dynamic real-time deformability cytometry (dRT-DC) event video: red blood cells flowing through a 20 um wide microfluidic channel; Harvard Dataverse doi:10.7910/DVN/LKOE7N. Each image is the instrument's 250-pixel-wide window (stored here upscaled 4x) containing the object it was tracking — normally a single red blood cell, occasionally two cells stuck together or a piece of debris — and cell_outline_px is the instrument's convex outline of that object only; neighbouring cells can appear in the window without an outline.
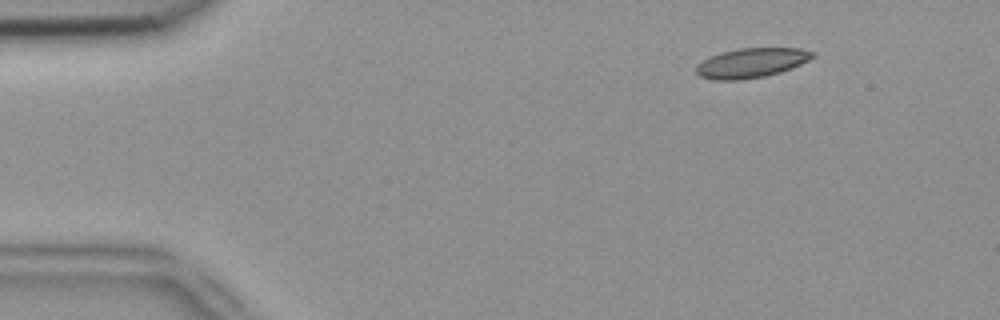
{"species": "common noctule bat (a hibernating species)", "species_latin": "Nyctalus noctula", "temperature_condition": "room temperature", "stored_images_in_passage": 49, "camera_frame_rate_fps": 3000, "um_per_image_px": 0.085, "animal": {"sex": "female", "body_mass_g": 18.4}, "frame": {"image": 1, "passage_image": 3, "time_ms": 0.667, "image_size_px": [1000, 320], "cell_outline_px": [[816, 56], [792, 68], [780, 72], [764, 76], [740, 80], [712, 80], [700, 76], [696, 72], [696, 64], [720, 52], [740, 48], [800, 48], [816, 52]], "centroid_in_image_um": [63.88, 5.34], "position_along_channel_um": 21.1, "area_um2": 20.11}}
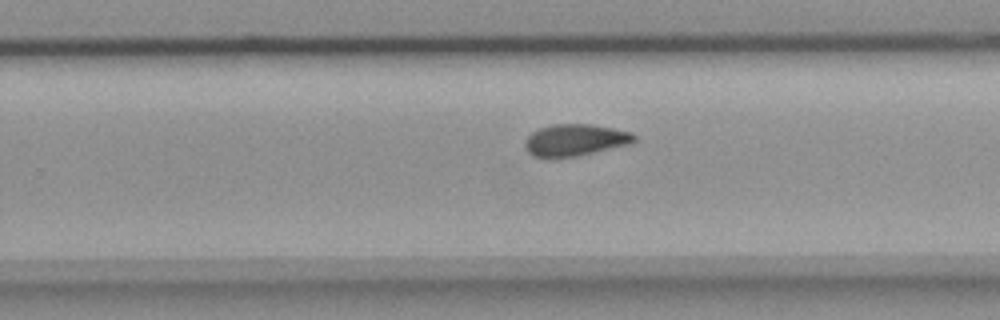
{"frame": {"image": 2, "passage_image": 30, "time_ms": 9.667, "image_size_px": [1000, 320], "cell_outline_px": [[636, 140], [632, 144], [576, 156], [552, 160], [544, 160], [528, 152], [524, 144], [524, 140], [532, 132], [540, 128], [552, 124], [592, 124], [632, 132], [636, 136]], "centroid_in_image_um": [48.87, 11.93], "position_along_channel_um": 280.9, "area_um2": 20.75}}
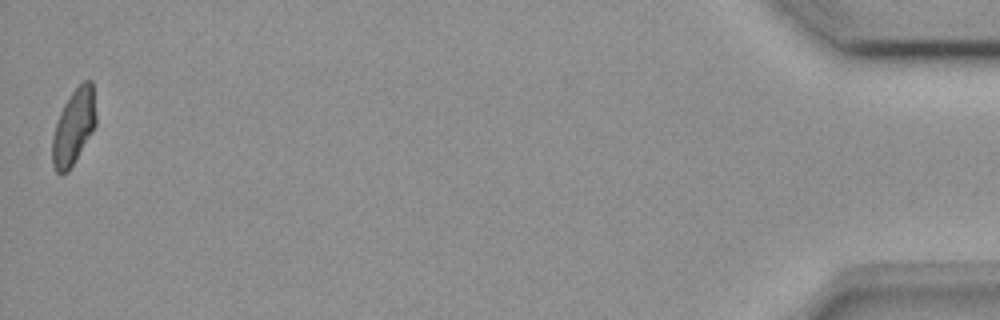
{"frame": {"image": 3, "passage_image": 49, "time_ms": 16.0, "image_size_px": [1000, 320], "cell_outline_px": [[96, 124], [92, 132], [68, 172], [60, 176], [56, 172], [52, 164], [52, 136], [60, 112], [64, 104], [72, 92], [84, 80], [92, 80], [96, 112]], "centroid_in_image_um": [6.26, 10.8], "position_along_channel_um": 428.9, "area_um2": 19.19}, "authors_computed_cell_mechanics": {"area_um2": 20.1722, "velocity_mm_per_s": 3.8112, "shape_relaxation_time_tau1_ms": 11.0597, "shape_relaxation_time_tau2_ms": 3.8804, "deformation_change_tau1": 0.1926, "deformation_change_tau2": 0.0816}}